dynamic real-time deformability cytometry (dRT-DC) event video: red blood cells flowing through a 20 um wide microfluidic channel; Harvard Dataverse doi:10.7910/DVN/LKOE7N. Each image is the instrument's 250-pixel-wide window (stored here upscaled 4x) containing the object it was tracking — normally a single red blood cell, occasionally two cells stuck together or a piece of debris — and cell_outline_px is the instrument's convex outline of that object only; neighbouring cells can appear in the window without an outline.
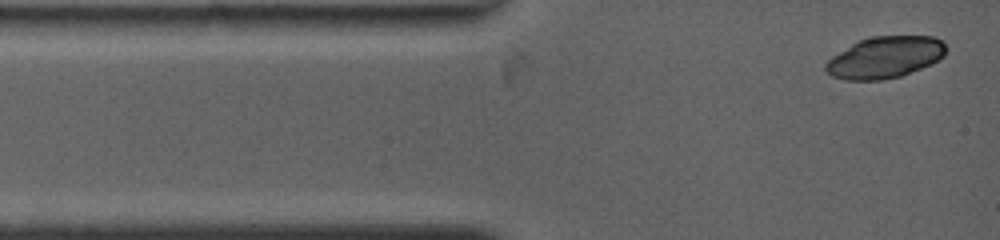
{"species": "common noctule bat (a hibernating species)", "species_latin": "Nyctalus noctula", "temperature_condition": "warm", "stored_images_in_passage": 4, "camera_frame_rate_fps": 4500, "um_per_image_px": 0.085, "animal": {"sex": "female", "body_mass_g": 19.0, "forearm_length_mm": 53.3}, "frame": {"image": 1, "passage_image": 1, "time_ms": 0.0, "image_size_px": [1000, 240], "cell_outline_px": [[948, 48], [944, 56], [920, 68], [900, 76], [880, 80], [844, 80], [832, 76], [824, 68], [824, 64], [832, 56], [852, 44], [868, 36], [932, 36], [944, 40]], "centroid_in_image_um": [75.22, 4.86], "position_along_channel_um": 9.8, "area_um2": 29.13}}